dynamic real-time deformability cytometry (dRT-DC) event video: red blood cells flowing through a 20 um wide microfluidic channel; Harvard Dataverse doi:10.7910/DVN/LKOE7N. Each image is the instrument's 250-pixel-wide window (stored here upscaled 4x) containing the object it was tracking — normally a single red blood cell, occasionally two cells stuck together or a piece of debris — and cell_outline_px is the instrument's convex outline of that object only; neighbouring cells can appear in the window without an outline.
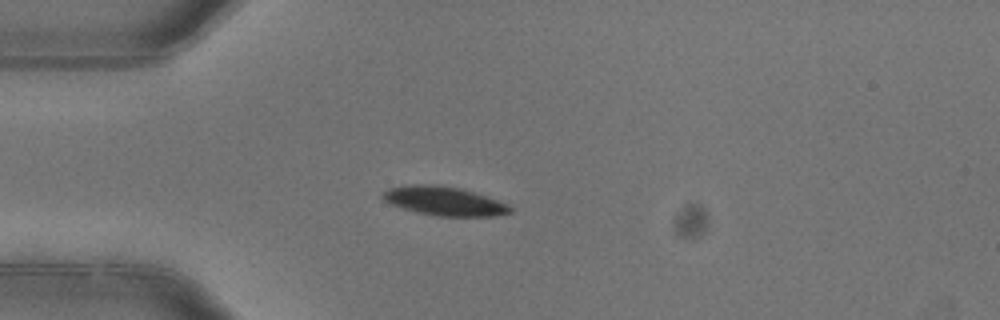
{"species": "common noctule bat (a hibernating species)", "species_latin": "Nyctalus noctula", "temperature_condition": "warm", "stored_images_in_passage": 4, "camera_frame_rate_fps": 3000, "um_per_image_px": 0.085, "animal": {"sex": "female"}, "frame": {"image": 1, "passage_image": 4, "time_ms": 1.0, "image_size_px": [1000, 320], "cell_outline_px": [[512, 212], [492, 216], [440, 216], [416, 212], [392, 204], [384, 200], [380, 196], [388, 188], [408, 184], [436, 184], [460, 188], [508, 204], [512, 208]], "centroid_in_image_um": [37.72, 17.08], "position_along_channel_um": 47.3, "area_um2": 21.27}}